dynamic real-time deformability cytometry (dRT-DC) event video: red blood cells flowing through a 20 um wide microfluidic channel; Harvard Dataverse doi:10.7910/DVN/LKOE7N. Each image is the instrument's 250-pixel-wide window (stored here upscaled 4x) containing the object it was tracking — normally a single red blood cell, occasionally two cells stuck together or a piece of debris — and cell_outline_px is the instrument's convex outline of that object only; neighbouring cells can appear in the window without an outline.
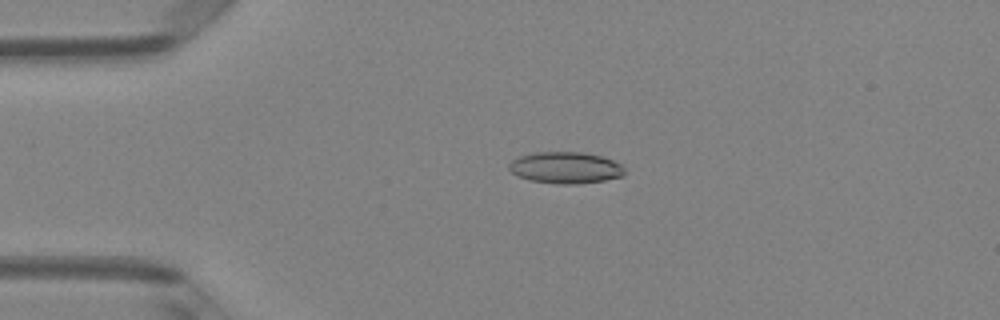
{"species": "Egyptian fruit bat (a non-hibernating species)", "species_latin": "Rousettus aegyptiacus", "temperature_condition": "room temperature", "stored_images_in_passage": 4, "camera_frame_rate_fps": 3000, "um_per_image_px": 0.085, "animal": {"sex": "female"}, "frame": {"image": 1, "passage_image": 3, "time_ms": 0.667, "image_size_px": [1000, 320], "cell_outline_px": [[624, 176], [604, 180], [576, 184], [556, 184], [528, 180], [516, 176], [508, 168], [508, 164], [512, 160], [520, 156], [536, 152], [584, 152], [600, 156], [612, 160], [620, 164], [624, 168]], "centroid_in_image_um": [48.04, 14.26], "position_along_channel_um": 37.0, "area_um2": 21.33}}